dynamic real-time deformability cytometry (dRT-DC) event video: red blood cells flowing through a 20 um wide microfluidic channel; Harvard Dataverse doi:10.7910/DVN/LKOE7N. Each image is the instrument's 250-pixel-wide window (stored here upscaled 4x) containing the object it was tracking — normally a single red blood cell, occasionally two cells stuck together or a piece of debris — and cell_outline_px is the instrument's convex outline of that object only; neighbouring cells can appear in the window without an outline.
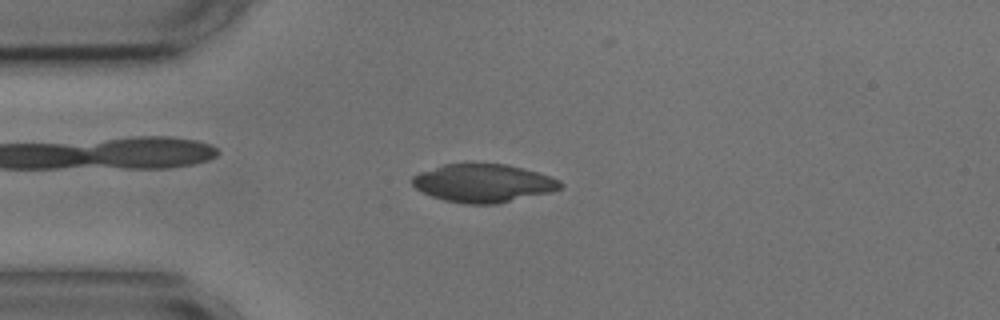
{"species": "common noctule bat (a hibernating species)", "species_latin": "Nyctalus noctula", "temperature_condition": "cold", "stored_images_in_passage": 54, "camera_frame_rate_fps": 3000, "um_per_image_px": 0.085, "animal": {"sex": "male", "body_mass_g": 17.9, "forearm_length_mm": 54.2}, "frame": {"image": 1, "passage_image": 12, "time_ms": 3.667, "image_size_px": [1000, 320], "cell_outline_px": [[564, 184], [560, 188], [552, 192], [496, 204], [464, 204], [444, 200], [432, 196], [416, 188], [412, 184], [412, 176], [420, 172], [444, 164], [504, 164], [552, 176], [560, 180]], "centroid_in_image_um": [41.1, 15.58], "position_along_channel_um": 43.9, "area_um2": 32.77}}
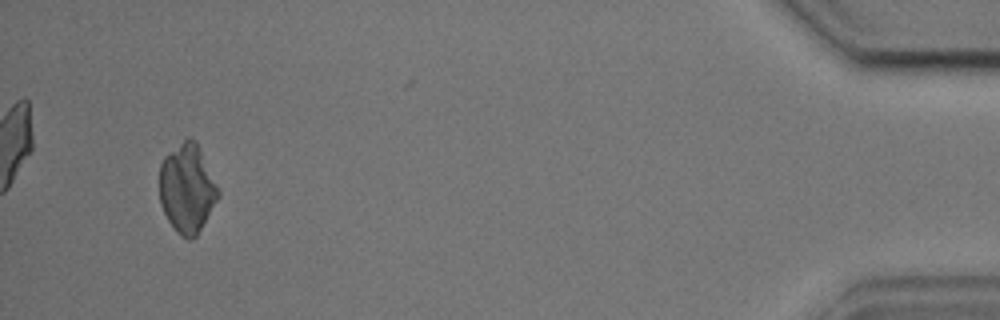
{"frame": {"image": 2, "passage_image": 51, "time_ms": 16.667, "image_size_px": [1000, 320], "cell_outline_px": [[220, 196], [196, 236], [192, 240], [188, 240], [180, 236], [176, 232], [168, 220], [160, 204], [160, 164], [164, 156], [168, 152], [188, 136], [196, 140], [220, 192]], "centroid_in_image_um": [15.9, 16.02], "position_along_channel_um": 419.3, "area_um2": 30.46}}